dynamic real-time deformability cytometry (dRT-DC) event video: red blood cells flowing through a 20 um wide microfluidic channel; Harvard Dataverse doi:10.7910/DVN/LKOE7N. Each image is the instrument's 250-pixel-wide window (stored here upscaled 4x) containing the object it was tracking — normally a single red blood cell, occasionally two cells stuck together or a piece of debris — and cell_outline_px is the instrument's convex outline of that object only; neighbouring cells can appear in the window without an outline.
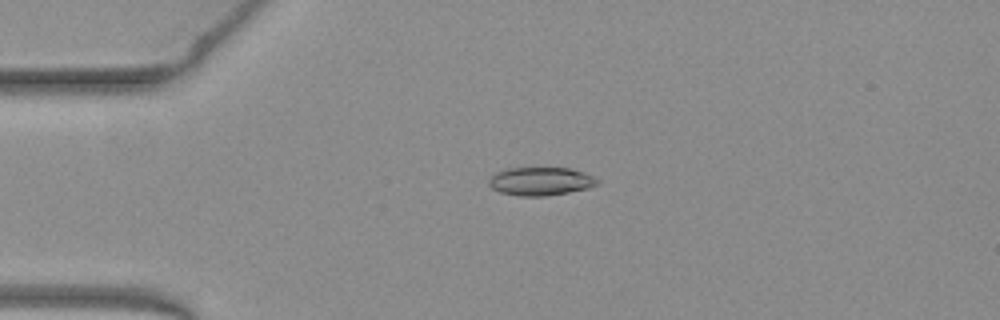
{"species": "common noctule bat (a hibernating species)", "species_latin": "Nyctalus noctula", "temperature_condition": "warm", "stored_images_in_passage": 21, "camera_frame_rate_fps": 3000, "um_per_image_px": 0.085, "animal": {"sex": "female", "body_mass_g": 19.3, "forearm_length_mm": 54.1}, "frame": {"image": 1, "passage_image": 1, "time_ms": 0.0, "image_size_px": [1000, 320], "cell_outline_px": [[600, 180], [596, 184], [588, 188], [548, 196], [516, 196], [500, 192], [492, 188], [488, 184], [488, 180], [496, 172], [508, 168], [568, 168], [584, 172]], "centroid_in_image_um": [45.93, 15.41], "position_along_channel_um": 39.1, "area_um2": 17.86}}
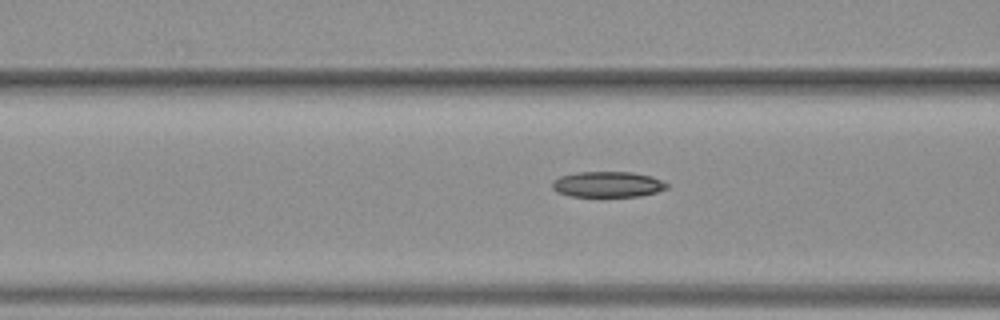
{"frame": {"image": 2, "passage_image": 9, "time_ms": 2.667, "image_size_px": [1000, 320], "cell_outline_px": [[668, 188], [656, 192], [640, 196], [572, 196], [556, 192], [552, 188], [552, 180], [560, 176], [576, 172], [632, 172], [652, 176], [668, 184]], "centroid_in_image_um": [51.63, 15.66], "position_along_channel_um": 115.0, "area_um2": 17.17}}
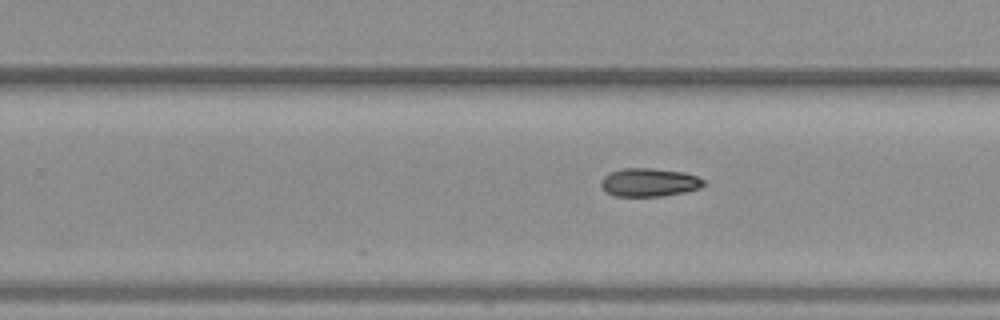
{"frame": {"image": 3, "passage_image": 21, "time_ms": 6.667, "image_size_px": [1000, 320], "cell_outline_px": [[708, 184], [700, 188], [684, 192], [660, 196], [612, 196], [604, 192], [600, 184], [600, 180], [604, 176], [612, 172], [624, 168], [652, 168], [684, 172], [696, 176], [704, 180]], "centroid_in_image_um": [55.17, 15.51], "position_along_channel_um": 274.6, "area_um2": 17.11}}